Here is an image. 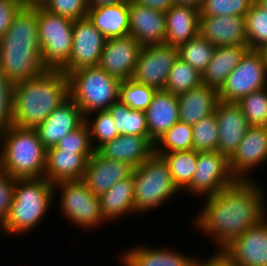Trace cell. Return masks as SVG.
<instances>
[{"label": "cell", "instance_id": "6da1fadb", "mask_svg": "<svg viewBox=\"0 0 267 266\" xmlns=\"http://www.w3.org/2000/svg\"><path fill=\"white\" fill-rule=\"evenodd\" d=\"M256 180H236L203 198L206 200H203L202 211L196 214L192 225L210 236L217 249H224L267 216L266 189Z\"/></svg>", "mask_w": 267, "mask_h": 266}, {"label": "cell", "instance_id": "7a4b0ae2", "mask_svg": "<svg viewBox=\"0 0 267 266\" xmlns=\"http://www.w3.org/2000/svg\"><path fill=\"white\" fill-rule=\"evenodd\" d=\"M0 66L13 84L37 77L47 70L41 60L37 3H25L0 38Z\"/></svg>", "mask_w": 267, "mask_h": 266}, {"label": "cell", "instance_id": "3957f363", "mask_svg": "<svg viewBox=\"0 0 267 266\" xmlns=\"http://www.w3.org/2000/svg\"><path fill=\"white\" fill-rule=\"evenodd\" d=\"M68 97V78L62 70H46L14 84L13 125L36 128Z\"/></svg>", "mask_w": 267, "mask_h": 266}, {"label": "cell", "instance_id": "277c9868", "mask_svg": "<svg viewBox=\"0 0 267 266\" xmlns=\"http://www.w3.org/2000/svg\"><path fill=\"white\" fill-rule=\"evenodd\" d=\"M54 185L42 178L15 179L9 214L0 231L3 235H24L40 226L53 200Z\"/></svg>", "mask_w": 267, "mask_h": 266}, {"label": "cell", "instance_id": "5b68a950", "mask_svg": "<svg viewBox=\"0 0 267 266\" xmlns=\"http://www.w3.org/2000/svg\"><path fill=\"white\" fill-rule=\"evenodd\" d=\"M46 148L35 128L12 125L0 132V168L13 179L42 178Z\"/></svg>", "mask_w": 267, "mask_h": 266}, {"label": "cell", "instance_id": "8992f818", "mask_svg": "<svg viewBox=\"0 0 267 266\" xmlns=\"http://www.w3.org/2000/svg\"><path fill=\"white\" fill-rule=\"evenodd\" d=\"M69 97L84 116L108 110L119 100L121 81L111 77L99 66L82 68L67 74Z\"/></svg>", "mask_w": 267, "mask_h": 266}, {"label": "cell", "instance_id": "52a82bcc", "mask_svg": "<svg viewBox=\"0 0 267 266\" xmlns=\"http://www.w3.org/2000/svg\"><path fill=\"white\" fill-rule=\"evenodd\" d=\"M132 174L136 215L148 214L182 193L176 187L167 163L156 154L134 168Z\"/></svg>", "mask_w": 267, "mask_h": 266}, {"label": "cell", "instance_id": "ba28073f", "mask_svg": "<svg viewBox=\"0 0 267 266\" xmlns=\"http://www.w3.org/2000/svg\"><path fill=\"white\" fill-rule=\"evenodd\" d=\"M38 38L41 60L47 70H62L73 45V20L52 14L37 4Z\"/></svg>", "mask_w": 267, "mask_h": 266}, {"label": "cell", "instance_id": "9c48e42d", "mask_svg": "<svg viewBox=\"0 0 267 266\" xmlns=\"http://www.w3.org/2000/svg\"><path fill=\"white\" fill-rule=\"evenodd\" d=\"M60 191V212L63 218L79 228L91 229L107 221L102 215L99 196L94 195L82 180L54 184V194Z\"/></svg>", "mask_w": 267, "mask_h": 266}, {"label": "cell", "instance_id": "30bf717a", "mask_svg": "<svg viewBox=\"0 0 267 266\" xmlns=\"http://www.w3.org/2000/svg\"><path fill=\"white\" fill-rule=\"evenodd\" d=\"M267 87V67L258 50L248 49L218 90L220 101L238 102Z\"/></svg>", "mask_w": 267, "mask_h": 266}, {"label": "cell", "instance_id": "8fae6325", "mask_svg": "<svg viewBox=\"0 0 267 266\" xmlns=\"http://www.w3.org/2000/svg\"><path fill=\"white\" fill-rule=\"evenodd\" d=\"M235 181L236 178L230 172L228 157L225 154L219 151L198 152L195 174L191 183L182 192L186 191L197 198H206Z\"/></svg>", "mask_w": 267, "mask_h": 266}, {"label": "cell", "instance_id": "7c38bea8", "mask_svg": "<svg viewBox=\"0 0 267 266\" xmlns=\"http://www.w3.org/2000/svg\"><path fill=\"white\" fill-rule=\"evenodd\" d=\"M177 58V47L167 44L143 46L131 79L156 90H164L169 72Z\"/></svg>", "mask_w": 267, "mask_h": 266}, {"label": "cell", "instance_id": "4fadbf2b", "mask_svg": "<svg viewBox=\"0 0 267 266\" xmlns=\"http://www.w3.org/2000/svg\"><path fill=\"white\" fill-rule=\"evenodd\" d=\"M228 162L236 180H254L251 172L267 162V127L249 126Z\"/></svg>", "mask_w": 267, "mask_h": 266}, {"label": "cell", "instance_id": "5bb4252c", "mask_svg": "<svg viewBox=\"0 0 267 266\" xmlns=\"http://www.w3.org/2000/svg\"><path fill=\"white\" fill-rule=\"evenodd\" d=\"M105 41V36L87 17L73 20L72 52L69 63L62 71L68 74L82 68L98 66Z\"/></svg>", "mask_w": 267, "mask_h": 266}, {"label": "cell", "instance_id": "9a60e30c", "mask_svg": "<svg viewBox=\"0 0 267 266\" xmlns=\"http://www.w3.org/2000/svg\"><path fill=\"white\" fill-rule=\"evenodd\" d=\"M142 47L131 35L106 39L98 66L121 82L131 79Z\"/></svg>", "mask_w": 267, "mask_h": 266}, {"label": "cell", "instance_id": "2e32d148", "mask_svg": "<svg viewBox=\"0 0 267 266\" xmlns=\"http://www.w3.org/2000/svg\"><path fill=\"white\" fill-rule=\"evenodd\" d=\"M224 250L239 266H267V216L235 238Z\"/></svg>", "mask_w": 267, "mask_h": 266}, {"label": "cell", "instance_id": "e0dca14e", "mask_svg": "<svg viewBox=\"0 0 267 266\" xmlns=\"http://www.w3.org/2000/svg\"><path fill=\"white\" fill-rule=\"evenodd\" d=\"M85 122L78 105L68 97L35 129L46 149L56 146L69 132Z\"/></svg>", "mask_w": 267, "mask_h": 266}, {"label": "cell", "instance_id": "ac0fdd59", "mask_svg": "<svg viewBox=\"0 0 267 266\" xmlns=\"http://www.w3.org/2000/svg\"><path fill=\"white\" fill-rule=\"evenodd\" d=\"M129 35L142 46L165 44V12L129 0Z\"/></svg>", "mask_w": 267, "mask_h": 266}, {"label": "cell", "instance_id": "d6986e66", "mask_svg": "<svg viewBox=\"0 0 267 266\" xmlns=\"http://www.w3.org/2000/svg\"><path fill=\"white\" fill-rule=\"evenodd\" d=\"M199 34L215 47L248 46L245 17L200 16Z\"/></svg>", "mask_w": 267, "mask_h": 266}, {"label": "cell", "instance_id": "ffe728a7", "mask_svg": "<svg viewBox=\"0 0 267 266\" xmlns=\"http://www.w3.org/2000/svg\"><path fill=\"white\" fill-rule=\"evenodd\" d=\"M133 169L128 163L104 158L95 151L87 161L82 181L94 195L100 196L119 180L128 178Z\"/></svg>", "mask_w": 267, "mask_h": 266}, {"label": "cell", "instance_id": "44dd1931", "mask_svg": "<svg viewBox=\"0 0 267 266\" xmlns=\"http://www.w3.org/2000/svg\"><path fill=\"white\" fill-rule=\"evenodd\" d=\"M215 114L219 130L218 151L229 157L243 140L249 124L236 102L219 101Z\"/></svg>", "mask_w": 267, "mask_h": 266}, {"label": "cell", "instance_id": "7402d4cb", "mask_svg": "<svg viewBox=\"0 0 267 266\" xmlns=\"http://www.w3.org/2000/svg\"><path fill=\"white\" fill-rule=\"evenodd\" d=\"M96 152L136 168L154 154V143L149 136L122 134L101 145Z\"/></svg>", "mask_w": 267, "mask_h": 266}, {"label": "cell", "instance_id": "603a6c76", "mask_svg": "<svg viewBox=\"0 0 267 266\" xmlns=\"http://www.w3.org/2000/svg\"><path fill=\"white\" fill-rule=\"evenodd\" d=\"M123 251L119 257L123 266H196L197 261L196 255L176 252L166 246L148 247L140 244Z\"/></svg>", "mask_w": 267, "mask_h": 266}, {"label": "cell", "instance_id": "cb8c5ba5", "mask_svg": "<svg viewBox=\"0 0 267 266\" xmlns=\"http://www.w3.org/2000/svg\"><path fill=\"white\" fill-rule=\"evenodd\" d=\"M144 112L150 140L155 143L179 121L178 97L166 90H156L151 104Z\"/></svg>", "mask_w": 267, "mask_h": 266}, {"label": "cell", "instance_id": "d4e9b609", "mask_svg": "<svg viewBox=\"0 0 267 266\" xmlns=\"http://www.w3.org/2000/svg\"><path fill=\"white\" fill-rule=\"evenodd\" d=\"M87 159L77 151L46 149L44 178L53 185L62 181L82 180Z\"/></svg>", "mask_w": 267, "mask_h": 266}, {"label": "cell", "instance_id": "484cf974", "mask_svg": "<svg viewBox=\"0 0 267 266\" xmlns=\"http://www.w3.org/2000/svg\"><path fill=\"white\" fill-rule=\"evenodd\" d=\"M177 97L179 121L192 126L215 113L220 101L218 90L203 84L181 93Z\"/></svg>", "mask_w": 267, "mask_h": 266}, {"label": "cell", "instance_id": "4316f807", "mask_svg": "<svg viewBox=\"0 0 267 266\" xmlns=\"http://www.w3.org/2000/svg\"><path fill=\"white\" fill-rule=\"evenodd\" d=\"M199 9L173 5L165 12V44L179 47L199 34Z\"/></svg>", "mask_w": 267, "mask_h": 266}, {"label": "cell", "instance_id": "83f0119b", "mask_svg": "<svg viewBox=\"0 0 267 266\" xmlns=\"http://www.w3.org/2000/svg\"><path fill=\"white\" fill-rule=\"evenodd\" d=\"M87 18L106 39L129 35V0L113 5L89 7Z\"/></svg>", "mask_w": 267, "mask_h": 266}, {"label": "cell", "instance_id": "f1b7e54d", "mask_svg": "<svg viewBox=\"0 0 267 266\" xmlns=\"http://www.w3.org/2000/svg\"><path fill=\"white\" fill-rule=\"evenodd\" d=\"M101 212L105 220L116 221L126 215H136L134 208L133 174L119 180L99 196ZM118 218V219H117Z\"/></svg>", "mask_w": 267, "mask_h": 266}, {"label": "cell", "instance_id": "f546056e", "mask_svg": "<svg viewBox=\"0 0 267 266\" xmlns=\"http://www.w3.org/2000/svg\"><path fill=\"white\" fill-rule=\"evenodd\" d=\"M248 49L242 45L216 47L212 60L201 75L202 84L219 90Z\"/></svg>", "mask_w": 267, "mask_h": 266}, {"label": "cell", "instance_id": "4dcf8cb0", "mask_svg": "<svg viewBox=\"0 0 267 266\" xmlns=\"http://www.w3.org/2000/svg\"><path fill=\"white\" fill-rule=\"evenodd\" d=\"M161 157L167 163L176 187L182 192L195 174L198 152L192 149L163 153Z\"/></svg>", "mask_w": 267, "mask_h": 266}, {"label": "cell", "instance_id": "1f68e13d", "mask_svg": "<svg viewBox=\"0 0 267 266\" xmlns=\"http://www.w3.org/2000/svg\"><path fill=\"white\" fill-rule=\"evenodd\" d=\"M119 135L149 136L145 112L131 109L120 100L109 107Z\"/></svg>", "mask_w": 267, "mask_h": 266}, {"label": "cell", "instance_id": "d6a6232c", "mask_svg": "<svg viewBox=\"0 0 267 266\" xmlns=\"http://www.w3.org/2000/svg\"><path fill=\"white\" fill-rule=\"evenodd\" d=\"M193 149L192 125L178 121L154 143V154L186 151Z\"/></svg>", "mask_w": 267, "mask_h": 266}, {"label": "cell", "instance_id": "836d02e7", "mask_svg": "<svg viewBox=\"0 0 267 266\" xmlns=\"http://www.w3.org/2000/svg\"><path fill=\"white\" fill-rule=\"evenodd\" d=\"M215 48L207 39L198 34L178 47V57L202 74L212 60Z\"/></svg>", "mask_w": 267, "mask_h": 266}, {"label": "cell", "instance_id": "e575fe53", "mask_svg": "<svg viewBox=\"0 0 267 266\" xmlns=\"http://www.w3.org/2000/svg\"><path fill=\"white\" fill-rule=\"evenodd\" d=\"M201 75L196 69L178 57L169 72L164 90L175 95L188 92L202 84Z\"/></svg>", "mask_w": 267, "mask_h": 266}, {"label": "cell", "instance_id": "d590c367", "mask_svg": "<svg viewBox=\"0 0 267 266\" xmlns=\"http://www.w3.org/2000/svg\"><path fill=\"white\" fill-rule=\"evenodd\" d=\"M85 122L89 127L90 140L95 151L104 143L119 136L109 110L94 111L85 116Z\"/></svg>", "mask_w": 267, "mask_h": 266}, {"label": "cell", "instance_id": "8d00e7d4", "mask_svg": "<svg viewBox=\"0 0 267 266\" xmlns=\"http://www.w3.org/2000/svg\"><path fill=\"white\" fill-rule=\"evenodd\" d=\"M236 103L249 126L267 127V87L251 92Z\"/></svg>", "mask_w": 267, "mask_h": 266}, {"label": "cell", "instance_id": "74e56055", "mask_svg": "<svg viewBox=\"0 0 267 266\" xmlns=\"http://www.w3.org/2000/svg\"><path fill=\"white\" fill-rule=\"evenodd\" d=\"M193 149L197 152L218 151L219 130L216 114L203 118L192 126Z\"/></svg>", "mask_w": 267, "mask_h": 266}, {"label": "cell", "instance_id": "f35d334b", "mask_svg": "<svg viewBox=\"0 0 267 266\" xmlns=\"http://www.w3.org/2000/svg\"><path fill=\"white\" fill-rule=\"evenodd\" d=\"M246 34L249 49H258L267 43V11L255 2L245 16Z\"/></svg>", "mask_w": 267, "mask_h": 266}, {"label": "cell", "instance_id": "ab89813d", "mask_svg": "<svg viewBox=\"0 0 267 266\" xmlns=\"http://www.w3.org/2000/svg\"><path fill=\"white\" fill-rule=\"evenodd\" d=\"M155 92L156 89L152 87L128 79L120 85L119 100L131 109L145 111L151 104Z\"/></svg>", "mask_w": 267, "mask_h": 266}, {"label": "cell", "instance_id": "60d3db41", "mask_svg": "<svg viewBox=\"0 0 267 266\" xmlns=\"http://www.w3.org/2000/svg\"><path fill=\"white\" fill-rule=\"evenodd\" d=\"M255 0H203L200 16L245 17Z\"/></svg>", "mask_w": 267, "mask_h": 266}, {"label": "cell", "instance_id": "b9f144b4", "mask_svg": "<svg viewBox=\"0 0 267 266\" xmlns=\"http://www.w3.org/2000/svg\"><path fill=\"white\" fill-rule=\"evenodd\" d=\"M39 6L52 14L78 20L87 17L88 0H39Z\"/></svg>", "mask_w": 267, "mask_h": 266}, {"label": "cell", "instance_id": "7bdbcfd3", "mask_svg": "<svg viewBox=\"0 0 267 266\" xmlns=\"http://www.w3.org/2000/svg\"><path fill=\"white\" fill-rule=\"evenodd\" d=\"M56 147L60 150L77 151L87 160L95 152L90 140V130L86 122L64 136Z\"/></svg>", "mask_w": 267, "mask_h": 266}, {"label": "cell", "instance_id": "ee69618b", "mask_svg": "<svg viewBox=\"0 0 267 266\" xmlns=\"http://www.w3.org/2000/svg\"><path fill=\"white\" fill-rule=\"evenodd\" d=\"M13 88L0 66V132L13 125Z\"/></svg>", "mask_w": 267, "mask_h": 266}, {"label": "cell", "instance_id": "f6af8a7d", "mask_svg": "<svg viewBox=\"0 0 267 266\" xmlns=\"http://www.w3.org/2000/svg\"><path fill=\"white\" fill-rule=\"evenodd\" d=\"M14 181L6 171L0 168V226L7 218L13 200Z\"/></svg>", "mask_w": 267, "mask_h": 266}, {"label": "cell", "instance_id": "bcb514c9", "mask_svg": "<svg viewBox=\"0 0 267 266\" xmlns=\"http://www.w3.org/2000/svg\"><path fill=\"white\" fill-rule=\"evenodd\" d=\"M24 4L22 0H0V38L6 33L13 17Z\"/></svg>", "mask_w": 267, "mask_h": 266}, {"label": "cell", "instance_id": "7dc6e473", "mask_svg": "<svg viewBox=\"0 0 267 266\" xmlns=\"http://www.w3.org/2000/svg\"><path fill=\"white\" fill-rule=\"evenodd\" d=\"M214 254L205 260L197 257L196 266H239L235 260L224 250L217 249Z\"/></svg>", "mask_w": 267, "mask_h": 266}, {"label": "cell", "instance_id": "c3c4849f", "mask_svg": "<svg viewBox=\"0 0 267 266\" xmlns=\"http://www.w3.org/2000/svg\"><path fill=\"white\" fill-rule=\"evenodd\" d=\"M136 3L152 8L154 10H159L161 12H166L171 6L175 5L174 0H134Z\"/></svg>", "mask_w": 267, "mask_h": 266}, {"label": "cell", "instance_id": "681fc988", "mask_svg": "<svg viewBox=\"0 0 267 266\" xmlns=\"http://www.w3.org/2000/svg\"><path fill=\"white\" fill-rule=\"evenodd\" d=\"M128 0H88V7H100L122 3Z\"/></svg>", "mask_w": 267, "mask_h": 266}, {"label": "cell", "instance_id": "f907efd6", "mask_svg": "<svg viewBox=\"0 0 267 266\" xmlns=\"http://www.w3.org/2000/svg\"><path fill=\"white\" fill-rule=\"evenodd\" d=\"M175 5L192 6L199 9L203 3V0H174Z\"/></svg>", "mask_w": 267, "mask_h": 266}, {"label": "cell", "instance_id": "816d5d0a", "mask_svg": "<svg viewBox=\"0 0 267 266\" xmlns=\"http://www.w3.org/2000/svg\"><path fill=\"white\" fill-rule=\"evenodd\" d=\"M261 54L263 61L267 67V43L263 44L261 47L257 49Z\"/></svg>", "mask_w": 267, "mask_h": 266}, {"label": "cell", "instance_id": "f5cc1de1", "mask_svg": "<svg viewBox=\"0 0 267 266\" xmlns=\"http://www.w3.org/2000/svg\"><path fill=\"white\" fill-rule=\"evenodd\" d=\"M255 3L260 6L262 9L267 11V0H255Z\"/></svg>", "mask_w": 267, "mask_h": 266}, {"label": "cell", "instance_id": "db71d44e", "mask_svg": "<svg viewBox=\"0 0 267 266\" xmlns=\"http://www.w3.org/2000/svg\"><path fill=\"white\" fill-rule=\"evenodd\" d=\"M24 3H37L39 0H22Z\"/></svg>", "mask_w": 267, "mask_h": 266}]
</instances>
